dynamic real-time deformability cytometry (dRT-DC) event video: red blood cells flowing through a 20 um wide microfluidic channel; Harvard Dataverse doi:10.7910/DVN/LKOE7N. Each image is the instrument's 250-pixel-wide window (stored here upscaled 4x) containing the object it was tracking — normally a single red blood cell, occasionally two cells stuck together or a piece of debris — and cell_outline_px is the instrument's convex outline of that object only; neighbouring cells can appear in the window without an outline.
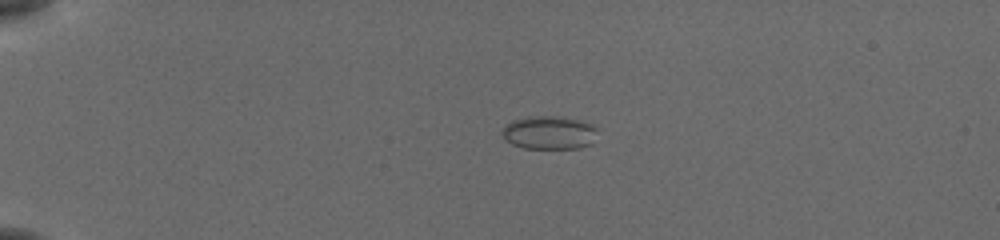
{"species": "common noctule bat (a hibernating species)", "species_latin": "Nyctalus noctula", "temperature_condition": "cold", "stored_images_in_passage": 35, "camera_frame_rate_fps": 3000, "um_per_image_px": 0.085, "animal": {"sex": "female", "body_mass_g": 19.5, "forearm_length_mm": 54.1}, "frame": {"image": 1, "passage_image": 1, "time_ms": 0.0, "image_size_px": [1000, 240], "cell_outline_px": [[596, 128], [592, 144], [580, 148], [524, 148], [512, 144], [504, 136], [504, 128], [512, 120], [528, 116], [564, 116], [580, 120]], "centroid_in_image_um": [46.7, 11.26], "position_along_channel_um": 38.3, "area_um2": 18.26}}
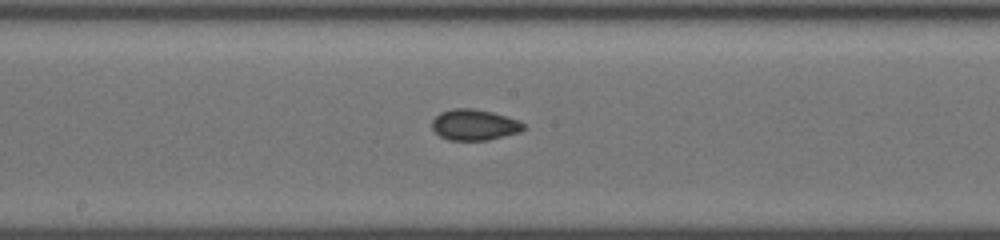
{"frame": {"image": 2, "passage_image": 17, "time_ms": 5.333, "image_size_px": [1000, 240], "cell_outline_px": [[524, 128], [520, 132], [488, 140], [448, 140], [440, 136], [432, 128], [432, 120], [440, 112], [452, 108], [472, 108], [492, 112], [516, 120], [524, 124]], "centroid_in_image_um": [40.28, 10.61], "position_along_channel_um": 207.9, "area_um2": 16.36}}
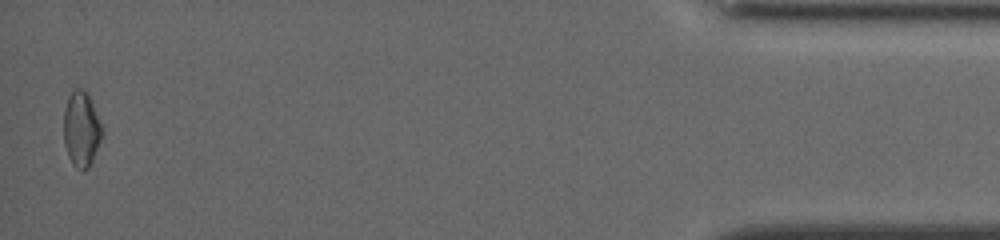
{"frame": {"image": 3, "passage_image": 34, "time_ms": 11.0, "image_size_px": [1000, 240], "cell_outline_px": [[104, 132], [92, 160], [88, 168], [76, 168], [72, 164], [68, 156], [64, 144], [64, 112], [68, 96], [72, 88], [84, 88], [88, 92]], "centroid_in_image_um": [6.91, 10.92], "position_along_channel_um": 428.3, "area_um2": 16.88}, "authors_computed_cell_mechanics": {"area_um2": 16.184, "velocity_mm_per_s": 3.8697, "shape_relaxation_time_tau1_ms": null, "shape_relaxation_time_tau2_ms": 1.6238, "deformation_change_tau1": null, "deformation_change_tau2": 0.0538}}